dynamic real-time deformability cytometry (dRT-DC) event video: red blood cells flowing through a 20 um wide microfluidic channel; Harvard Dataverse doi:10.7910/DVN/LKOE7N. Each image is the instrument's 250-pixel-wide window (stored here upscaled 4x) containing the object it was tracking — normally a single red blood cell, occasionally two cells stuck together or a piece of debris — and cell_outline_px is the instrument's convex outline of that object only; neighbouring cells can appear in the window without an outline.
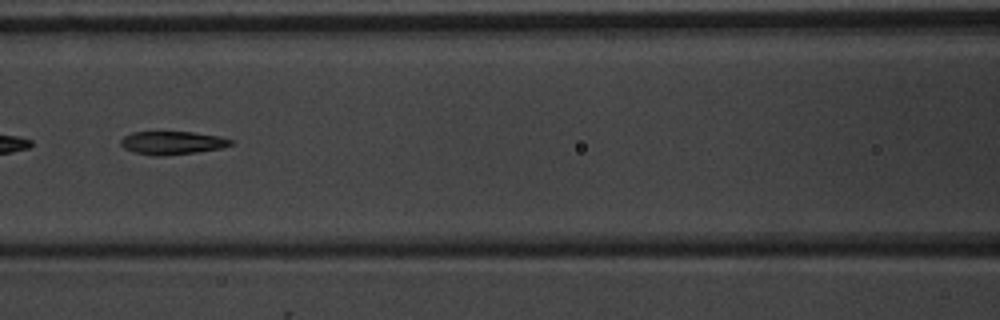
{"species": "common noctule bat (a hibernating species)", "species_latin": "Nyctalus noctula", "temperature_condition": "warm", "stored_images_in_passage": 3, "camera_frame_rate_fps": 3000, "um_per_image_px": 0.085, "animal": {"sex": "male", "body_mass_g": 20.1, "forearm_length_mm": 53.5}, "frame": {"image": 1, "passage_image": 3, "time_ms": 2.333, "image_size_px": [1000, 320], "cell_outline_px": [[232, 144], [224, 148], [196, 152], [164, 156], [152, 156], [132, 152], [124, 148], [120, 144], [120, 140], [124, 136], [132, 132], [192, 132], [220, 136], [232, 140]], "centroid_in_image_um": [14.62, 12.15], "position_along_channel_um": 152.0, "area_um2": 15.03}}